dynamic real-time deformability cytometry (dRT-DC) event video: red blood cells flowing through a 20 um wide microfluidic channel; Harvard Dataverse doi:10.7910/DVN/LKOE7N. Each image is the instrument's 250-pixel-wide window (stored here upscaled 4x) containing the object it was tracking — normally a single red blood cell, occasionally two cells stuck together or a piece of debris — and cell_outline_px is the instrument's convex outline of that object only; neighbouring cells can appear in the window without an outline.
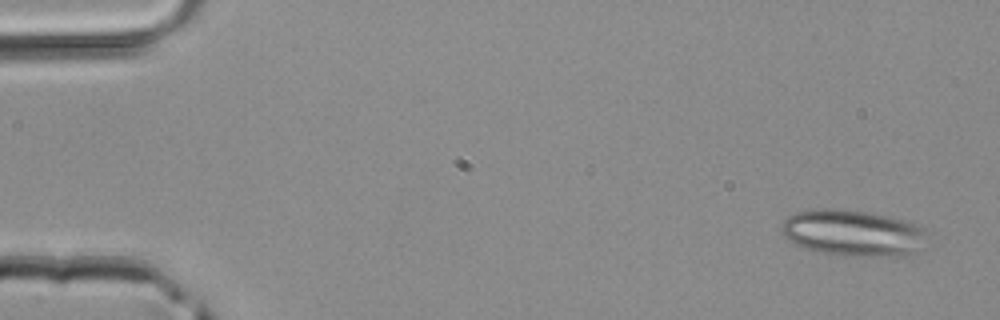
{"species": "common noctule bat (a hibernating species)", "species_latin": "Nyctalus noctula", "temperature_condition": "room temperature", "stored_images_in_passage": 4, "camera_frame_rate_fps": 3000, "um_per_image_px": 0.085, "animal": {"sex": "male", "body_mass_g": 20.4}, "frame": {"image": 1, "passage_image": 1, "time_ms": 0.0, "image_size_px": [1000, 320], "cell_outline_px": [[924, 232], [920, 252], [904, 256], [852, 256], [824, 252], [804, 248], [796, 244], [784, 236], [780, 228], [780, 224], [788, 216], [796, 212], [824, 208], [832, 208], [868, 212], [888, 216], [904, 220], [924, 228]], "centroid_in_image_um": [72.48, 19.8], "position_along_channel_um": 12.5, "area_um2": 39.07}}